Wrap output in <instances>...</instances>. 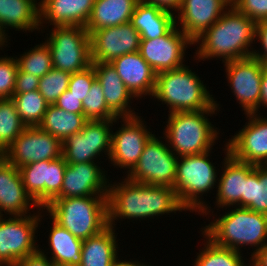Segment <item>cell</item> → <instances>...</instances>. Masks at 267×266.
<instances>
[{"label": "cell", "instance_id": "e575fe53", "mask_svg": "<svg viewBox=\"0 0 267 266\" xmlns=\"http://www.w3.org/2000/svg\"><path fill=\"white\" fill-rule=\"evenodd\" d=\"M25 128L12 99H0V147L8 149Z\"/></svg>", "mask_w": 267, "mask_h": 266}, {"label": "cell", "instance_id": "836d02e7", "mask_svg": "<svg viewBox=\"0 0 267 266\" xmlns=\"http://www.w3.org/2000/svg\"><path fill=\"white\" fill-rule=\"evenodd\" d=\"M11 99L15 103L20 119L26 127L38 126L49 105L38 90L13 94Z\"/></svg>", "mask_w": 267, "mask_h": 266}, {"label": "cell", "instance_id": "74e56055", "mask_svg": "<svg viewBox=\"0 0 267 266\" xmlns=\"http://www.w3.org/2000/svg\"><path fill=\"white\" fill-rule=\"evenodd\" d=\"M70 76L68 72L52 68L39 79L38 91L49 105L68 89Z\"/></svg>", "mask_w": 267, "mask_h": 266}, {"label": "cell", "instance_id": "816d5d0a", "mask_svg": "<svg viewBox=\"0 0 267 266\" xmlns=\"http://www.w3.org/2000/svg\"><path fill=\"white\" fill-rule=\"evenodd\" d=\"M8 37L10 36H7L0 28V50L4 49L3 47L8 46V44L6 45V43H9L7 40Z\"/></svg>", "mask_w": 267, "mask_h": 266}, {"label": "cell", "instance_id": "8fae6325", "mask_svg": "<svg viewBox=\"0 0 267 266\" xmlns=\"http://www.w3.org/2000/svg\"><path fill=\"white\" fill-rule=\"evenodd\" d=\"M115 120H87L83 129L62 142V156L68 164L96 162L97 157L111 154L112 127ZM103 152V153H102ZM101 154V155H100Z\"/></svg>", "mask_w": 267, "mask_h": 266}, {"label": "cell", "instance_id": "60d3db41", "mask_svg": "<svg viewBox=\"0 0 267 266\" xmlns=\"http://www.w3.org/2000/svg\"><path fill=\"white\" fill-rule=\"evenodd\" d=\"M233 6L255 23L267 19V0H238Z\"/></svg>", "mask_w": 267, "mask_h": 266}, {"label": "cell", "instance_id": "681fc988", "mask_svg": "<svg viewBox=\"0 0 267 266\" xmlns=\"http://www.w3.org/2000/svg\"><path fill=\"white\" fill-rule=\"evenodd\" d=\"M113 266H152V265H147L146 263L144 264V263H142L141 261H140V263H139V261L137 260V261H128V260H119L118 258L115 260V262L113 263Z\"/></svg>", "mask_w": 267, "mask_h": 266}, {"label": "cell", "instance_id": "f5cc1de1", "mask_svg": "<svg viewBox=\"0 0 267 266\" xmlns=\"http://www.w3.org/2000/svg\"><path fill=\"white\" fill-rule=\"evenodd\" d=\"M229 6H233L238 0H224Z\"/></svg>", "mask_w": 267, "mask_h": 266}, {"label": "cell", "instance_id": "484cf974", "mask_svg": "<svg viewBox=\"0 0 267 266\" xmlns=\"http://www.w3.org/2000/svg\"><path fill=\"white\" fill-rule=\"evenodd\" d=\"M0 28L33 32L40 28V7L36 0H0ZM6 29V30H5Z\"/></svg>", "mask_w": 267, "mask_h": 266}, {"label": "cell", "instance_id": "83f0119b", "mask_svg": "<svg viewBox=\"0 0 267 266\" xmlns=\"http://www.w3.org/2000/svg\"><path fill=\"white\" fill-rule=\"evenodd\" d=\"M108 226L99 234L83 240L79 266H113L118 256V233Z\"/></svg>", "mask_w": 267, "mask_h": 266}, {"label": "cell", "instance_id": "2e32d148", "mask_svg": "<svg viewBox=\"0 0 267 266\" xmlns=\"http://www.w3.org/2000/svg\"><path fill=\"white\" fill-rule=\"evenodd\" d=\"M62 142L38 126L26 127L7 149V159L16 168L62 156Z\"/></svg>", "mask_w": 267, "mask_h": 266}, {"label": "cell", "instance_id": "7402d4cb", "mask_svg": "<svg viewBox=\"0 0 267 266\" xmlns=\"http://www.w3.org/2000/svg\"><path fill=\"white\" fill-rule=\"evenodd\" d=\"M110 63L137 100L146 95L152 99L156 73L138 51L115 58Z\"/></svg>", "mask_w": 267, "mask_h": 266}, {"label": "cell", "instance_id": "7dc6e473", "mask_svg": "<svg viewBox=\"0 0 267 266\" xmlns=\"http://www.w3.org/2000/svg\"><path fill=\"white\" fill-rule=\"evenodd\" d=\"M250 264L251 266H267V243L258 251L251 254ZM252 262V263H251Z\"/></svg>", "mask_w": 267, "mask_h": 266}, {"label": "cell", "instance_id": "c3c4849f", "mask_svg": "<svg viewBox=\"0 0 267 266\" xmlns=\"http://www.w3.org/2000/svg\"><path fill=\"white\" fill-rule=\"evenodd\" d=\"M267 108V65L262 71L261 88H260V107Z\"/></svg>", "mask_w": 267, "mask_h": 266}, {"label": "cell", "instance_id": "7c38bea8", "mask_svg": "<svg viewBox=\"0 0 267 266\" xmlns=\"http://www.w3.org/2000/svg\"><path fill=\"white\" fill-rule=\"evenodd\" d=\"M265 64L254 56L224 63L226 78L244 114H260V88Z\"/></svg>", "mask_w": 267, "mask_h": 266}, {"label": "cell", "instance_id": "7bdbcfd3", "mask_svg": "<svg viewBox=\"0 0 267 266\" xmlns=\"http://www.w3.org/2000/svg\"><path fill=\"white\" fill-rule=\"evenodd\" d=\"M54 105L70 113L83 114V102L68 89L58 97Z\"/></svg>", "mask_w": 267, "mask_h": 266}, {"label": "cell", "instance_id": "d590c367", "mask_svg": "<svg viewBox=\"0 0 267 266\" xmlns=\"http://www.w3.org/2000/svg\"><path fill=\"white\" fill-rule=\"evenodd\" d=\"M16 60L18 62V68L22 72L39 78L53 68L50 49L45 42L34 46V48H30V50L24 52L18 58L16 56Z\"/></svg>", "mask_w": 267, "mask_h": 266}, {"label": "cell", "instance_id": "e0dca14e", "mask_svg": "<svg viewBox=\"0 0 267 266\" xmlns=\"http://www.w3.org/2000/svg\"><path fill=\"white\" fill-rule=\"evenodd\" d=\"M246 122L227 142L229 154L236 160L267 165V117L247 114Z\"/></svg>", "mask_w": 267, "mask_h": 266}, {"label": "cell", "instance_id": "d4e9b609", "mask_svg": "<svg viewBox=\"0 0 267 266\" xmlns=\"http://www.w3.org/2000/svg\"><path fill=\"white\" fill-rule=\"evenodd\" d=\"M96 80L101 84L105 102L117 117H131L138 115L130 104L135 98L121 80L110 62H91ZM137 113V114H136Z\"/></svg>", "mask_w": 267, "mask_h": 266}, {"label": "cell", "instance_id": "f907efd6", "mask_svg": "<svg viewBox=\"0 0 267 266\" xmlns=\"http://www.w3.org/2000/svg\"><path fill=\"white\" fill-rule=\"evenodd\" d=\"M8 162L7 149L0 147V169Z\"/></svg>", "mask_w": 267, "mask_h": 266}, {"label": "cell", "instance_id": "f35d334b", "mask_svg": "<svg viewBox=\"0 0 267 266\" xmlns=\"http://www.w3.org/2000/svg\"><path fill=\"white\" fill-rule=\"evenodd\" d=\"M18 72L16 57H0V99H11L14 94Z\"/></svg>", "mask_w": 267, "mask_h": 266}, {"label": "cell", "instance_id": "f546056e", "mask_svg": "<svg viewBox=\"0 0 267 266\" xmlns=\"http://www.w3.org/2000/svg\"><path fill=\"white\" fill-rule=\"evenodd\" d=\"M52 227L48 235L51 248L50 259L57 266H79L81 264L82 239L75 237L69 230L61 227L50 216Z\"/></svg>", "mask_w": 267, "mask_h": 266}, {"label": "cell", "instance_id": "d6a6232c", "mask_svg": "<svg viewBox=\"0 0 267 266\" xmlns=\"http://www.w3.org/2000/svg\"><path fill=\"white\" fill-rule=\"evenodd\" d=\"M204 247L199 250L193 266H246L241 252L215 245L203 233Z\"/></svg>", "mask_w": 267, "mask_h": 266}, {"label": "cell", "instance_id": "277c9868", "mask_svg": "<svg viewBox=\"0 0 267 266\" xmlns=\"http://www.w3.org/2000/svg\"><path fill=\"white\" fill-rule=\"evenodd\" d=\"M220 111L219 103L206 110L179 111L168 114L164 133L170 150L177 157L205 153L213 149L219 130L207 116ZM216 111V112H215ZM215 127V128H214Z\"/></svg>", "mask_w": 267, "mask_h": 266}, {"label": "cell", "instance_id": "ee69618b", "mask_svg": "<svg viewBox=\"0 0 267 266\" xmlns=\"http://www.w3.org/2000/svg\"><path fill=\"white\" fill-rule=\"evenodd\" d=\"M255 39V41L260 42L262 48L261 51H256L255 49L253 51V56L267 65V19L256 23Z\"/></svg>", "mask_w": 267, "mask_h": 266}, {"label": "cell", "instance_id": "cb8c5ba5", "mask_svg": "<svg viewBox=\"0 0 267 266\" xmlns=\"http://www.w3.org/2000/svg\"><path fill=\"white\" fill-rule=\"evenodd\" d=\"M40 28L43 24L54 26L85 27L93 10L95 0H38Z\"/></svg>", "mask_w": 267, "mask_h": 266}, {"label": "cell", "instance_id": "f1b7e54d", "mask_svg": "<svg viewBox=\"0 0 267 266\" xmlns=\"http://www.w3.org/2000/svg\"><path fill=\"white\" fill-rule=\"evenodd\" d=\"M140 0H95L92 13L85 26L93 31L130 22Z\"/></svg>", "mask_w": 267, "mask_h": 266}, {"label": "cell", "instance_id": "8d00e7d4", "mask_svg": "<svg viewBox=\"0 0 267 266\" xmlns=\"http://www.w3.org/2000/svg\"><path fill=\"white\" fill-rule=\"evenodd\" d=\"M83 114L87 120H115L118 118L107 106L101 84L95 80L83 100Z\"/></svg>", "mask_w": 267, "mask_h": 266}, {"label": "cell", "instance_id": "4dcf8cb0", "mask_svg": "<svg viewBox=\"0 0 267 266\" xmlns=\"http://www.w3.org/2000/svg\"><path fill=\"white\" fill-rule=\"evenodd\" d=\"M86 121L84 114L70 113L53 104L47 106L38 127L64 142L71 135L80 132Z\"/></svg>", "mask_w": 267, "mask_h": 266}, {"label": "cell", "instance_id": "5b68a950", "mask_svg": "<svg viewBox=\"0 0 267 266\" xmlns=\"http://www.w3.org/2000/svg\"><path fill=\"white\" fill-rule=\"evenodd\" d=\"M43 209L61 227L82 240L109 226L107 196L55 198Z\"/></svg>", "mask_w": 267, "mask_h": 266}, {"label": "cell", "instance_id": "3957f363", "mask_svg": "<svg viewBox=\"0 0 267 266\" xmlns=\"http://www.w3.org/2000/svg\"><path fill=\"white\" fill-rule=\"evenodd\" d=\"M210 222L201 232L215 245L240 252L255 247L252 254L267 243V215L247 208L233 207ZM241 246V247H240Z\"/></svg>", "mask_w": 267, "mask_h": 266}, {"label": "cell", "instance_id": "b9f144b4", "mask_svg": "<svg viewBox=\"0 0 267 266\" xmlns=\"http://www.w3.org/2000/svg\"><path fill=\"white\" fill-rule=\"evenodd\" d=\"M39 79H40L39 77L31 75L26 72H22L18 68L15 81L14 94H22L25 92L38 90Z\"/></svg>", "mask_w": 267, "mask_h": 266}, {"label": "cell", "instance_id": "6da1fadb", "mask_svg": "<svg viewBox=\"0 0 267 266\" xmlns=\"http://www.w3.org/2000/svg\"><path fill=\"white\" fill-rule=\"evenodd\" d=\"M123 180L109 182L107 202L108 224L111 227L115 228V221L122 218L140 221L176 211H187L181 205L174 188L136 183L127 178Z\"/></svg>", "mask_w": 267, "mask_h": 266}, {"label": "cell", "instance_id": "ba28073f", "mask_svg": "<svg viewBox=\"0 0 267 266\" xmlns=\"http://www.w3.org/2000/svg\"><path fill=\"white\" fill-rule=\"evenodd\" d=\"M45 43L57 70L72 74L91 65L90 34L83 26H54Z\"/></svg>", "mask_w": 267, "mask_h": 266}, {"label": "cell", "instance_id": "ffe728a7", "mask_svg": "<svg viewBox=\"0 0 267 266\" xmlns=\"http://www.w3.org/2000/svg\"><path fill=\"white\" fill-rule=\"evenodd\" d=\"M229 7L224 0H183L176 26L194 43Z\"/></svg>", "mask_w": 267, "mask_h": 266}, {"label": "cell", "instance_id": "ac0fdd59", "mask_svg": "<svg viewBox=\"0 0 267 266\" xmlns=\"http://www.w3.org/2000/svg\"><path fill=\"white\" fill-rule=\"evenodd\" d=\"M140 34L130 22L93 31L90 34L91 62H111L139 51Z\"/></svg>", "mask_w": 267, "mask_h": 266}, {"label": "cell", "instance_id": "52a82bcc", "mask_svg": "<svg viewBox=\"0 0 267 266\" xmlns=\"http://www.w3.org/2000/svg\"><path fill=\"white\" fill-rule=\"evenodd\" d=\"M212 150L201 154L178 157L174 190L181 205L190 212L200 215L211 214V208L204 202L203 194L217 186L218 173L210 161Z\"/></svg>", "mask_w": 267, "mask_h": 266}, {"label": "cell", "instance_id": "4316f807", "mask_svg": "<svg viewBox=\"0 0 267 266\" xmlns=\"http://www.w3.org/2000/svg\"><path fill=\"white\" fill-rule=\"evenodd\" d=\"M130 23L141 39H155L166 35L175 25V14L154 5L139 2Z\"/></svg>", "mask_w": 267, "mask_h": 266}, {"label": "cell", "instance_id": "4fadbf2b", "mask_svg": "<svg viewBox=\"0 0 267 266\" xmlns=\"http://www.w3.org/2000/svg\"><path fill=\"white\" fill-rule=\"evenodd\" d=\"M67 162L61 156L21 166L19 169L26 192L45 208L61 192Z\"/></svg>", "mask_w": 267, "mask_h": 266}, {"label": "cell", "instance_id": "1f68e13d", "mask_svg": "<svg viewBox=\"0 0 267 266\" xmlns=\"http://www.w3.org/2000/svg\"><path fill=\"white\" fill-rule=\"evenodd\" d=\"M244 208L267 215V165H255L247 175Z\"/></svg>", "mask_w": 267, "mask_h": 266}, {"label": "cell", "instance_id": "d6986e66", "mask_svg": "<svg viewBox=\"0 0 267 266\" xmlns=\"http://www.w3.org/2000/svg\"><path fill=\"white\" fill-rule=\"evenodd\" d=\"M97 163H67L61 192L56 198L107 196L110 180Z\"/></svg>", "mask_w": 267, "mask_h": 266}, {"label": "cell", "instance_id": "9a60e30c", "mask_svg": "<svg viewBox=\"0 0 267 266\" xmlns=\"http://www.w3.org/2000/svg\"><path fill=\"white\" fill-rule=\"evenodd\" d=\"M142 119L138 115L121 117V127L115 133L112 130L109 162L114 167L129 169L125 174L137 164L146 142L153 135Z\"/></svg>", "mask_w": 267, "mask_h": 266}, {"label": "cell", "instance_id": "44dd1931", "mask_svg": "<svg viewBox=\"0 0 267 266\" xmlns=\"http://www.w3.org/2000/svg\"><path fill=\"white\" fill-rule=\"evenodd\" d=\"M224 161L222 174L217 182L216 205L217 208L242 207L244 208V188L247 175L255 165L234 159L229 154L227 142L224 144Z\"/></svg>", "mask_w": 267, "mask_h": 266}, {"label": "cell", "instance_id": "5bb4252c", "mask_svg": "<svg viewBox=\"0 0 267 266\" xmlns=\"http://www.w3.org/2000/svg\"><path fill=\"white\" fill-rule=\"evenodd\" d=\"M193 44L175 25L166 35L155 39H141L138 52L158 74L184 66L186 48Z\"/></svg>", "mask_w": 267, "mask_h": 266}, {"label": "cell", "instance_id": "603a6c76", "mask_svg": "<svg viewBox=\"0 0 267 266\" xmlns=\"http://www.w3.org/2000/svg\"><path fill=\"white\" fill-rule=\"evenodd\" d=\"M32 208L42 209L24 189L19 169L7 162L0 169V216L27 215Z\"/></svg>", "mask_w": 267, "mask_h": 266}, {"label": "cell", "instance_id": "ab89813d", "mask_svg": "<svg viewBox=\"0 0 267 266\" xmlns=\"http://www.w3.org/2000/svg\"><path fill=\"white\" fill-rule=\"evenodd\" d=\"M95 80L96 75L93 65L91 64L86 69L71 74L68 90L71 92V94L78 97L79 101L83 102Z\"/></svg>", "mask_w": 267, "mask_h": 266}, {"label": "cell", "instance_id": "bcb514c9", "mask_svg": "<svg viewBox=\"0 0 267 266\" xmlns=\"http://www.w3.org/2000/svg\"><path fill=\"white\" fill-rule=\"evenodd\" d=\"M182 1L183 0H140L142 3L157 6L158 8L173 14H177L181 7Z\"/></svg>", "mask_w": 267, "mask_h": 266}, {"label": "cell", "instance_id": "f6af8a7d", "mask_svg": "<svg viewBox=\"0 0 267 266\" xmlns=\"http://www.w3.org/2000/svg\"><path fill=\"white\" fill-rule=\"evenodd\" d=\"M46 253L47 254H45V250L40 249L39 247V250L36 253L26 256L18 261L16 266H56L54 262L47 257L49 252Z\"/></svg>", "mask_w": 267, "mask_h": 266}, {"label": "cell", "instance_id": "9c48e42d", "mask_svg": "<svg viewBox=\"0 0 267 266\" xmlns=\"http://www.w3.org/2000/svg\"><path fill=\"white\" fill-rule=\"evenodd\" d=\"M41 210L44 209H38L33 215L0 216V262L16 266L18 261L39 250L35 234L44 216Z\"/></svg>", "mask_w": 267, "mask_h": 266}, {"label": "cell", "instance_id": "30bf717a", "mask_svg": "<svg viewBox=\"0 0 267 266\" xmlns=\"http://www.w3.org/2000/svg\"><path fill=\"white\" fill-rule=\"evenodd\" d=\"M154 134L146 142L143 152L133 169L126 174L132 182L168 186L173 188L178 157L173 153L166 139Z\"/></svg>", "mask_w": 267, "mask_h": 266}, {"label": "cell", "instance_id": "7a4b0ae2", "mask_svg": "<svg viewBox=\"0 0 267 266\" xmlns=\"http://www.w3.org/2000/svg\"><path fill=\"white\" fill-rule=\"evenodd\" d=\"M256 23L230 6L195 42V59L222 58V63L253 56ZM251 49H250V48Z\"/></svg>", "mask_w": 267, "mask_h": 266}, {"label": "cell", "instance_id": "8992f818", "mask_svg": "<svg viewBox=\"0 0 267 266\" xmlns=\"http://www.w3.org/2000/svg\"><path fill=\"white\" fill-rule=\"evenodd\" d=\"M206 85L189 66L156 74V87L152 97L169 107V114L179 111L210 109L215 99Z\"/></svg>", "mask_w": 267, "mask_h": 266}, {"label": "cell", "instance_id": "db71d44e", "mask_svg": "<svg viewBox=\"0 0 267 266\" xmlns=\"http://www.w3.org/2000/svg\"><path fill=\"white\" fill-rule=\"evenodd\" d=\"M0 266H7V265L4 264L3 262H0Z\"/></svg>", "mask_w": 267, "mask_h": 266}]
</instances>
